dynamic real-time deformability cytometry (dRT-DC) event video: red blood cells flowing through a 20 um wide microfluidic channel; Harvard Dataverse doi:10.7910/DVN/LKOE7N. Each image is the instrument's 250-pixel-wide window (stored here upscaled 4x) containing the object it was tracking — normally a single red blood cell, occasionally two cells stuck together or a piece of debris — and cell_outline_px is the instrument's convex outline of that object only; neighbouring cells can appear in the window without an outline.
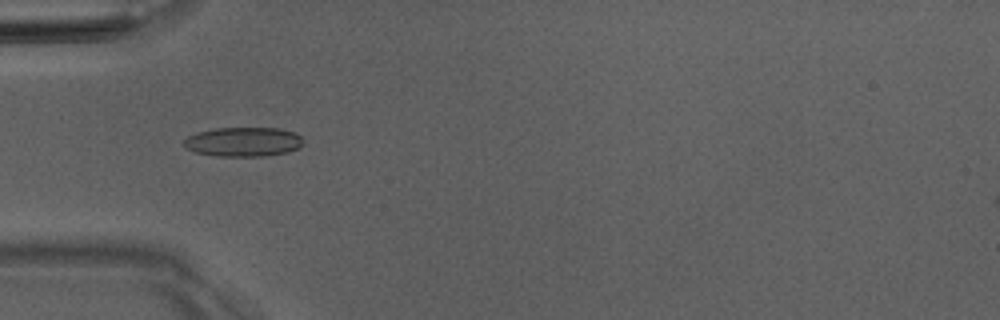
{"species": "Egyptian fruit bat (a non-hibernating species)", "species_latin": "Rousettus aegyptiacus", "temperature_condition": "room temperature", "stored_images_in_passage": 8, "camera_frame_rate_fps": 3000, "um_per_image_px": 0.085, "animal": {"sex": "male"}, "frame": {"image": 1, "passage_image": 5, "time_ms": 5.333, "image_size_px": [1000, 320], "cell_outline_px": [[304, 144], [288, 152], [264, 156], [220, 156], [196, 152], [184, 148], [184, 140], [188, 136], [196, 132], [216, 128], [280, 128], [292, 132], [300, 136], [304, 140]], "centroid_in_image_um": [20.68, 12.05], "position_along_channel_um": 64.3, "area_um2": 20.4}}